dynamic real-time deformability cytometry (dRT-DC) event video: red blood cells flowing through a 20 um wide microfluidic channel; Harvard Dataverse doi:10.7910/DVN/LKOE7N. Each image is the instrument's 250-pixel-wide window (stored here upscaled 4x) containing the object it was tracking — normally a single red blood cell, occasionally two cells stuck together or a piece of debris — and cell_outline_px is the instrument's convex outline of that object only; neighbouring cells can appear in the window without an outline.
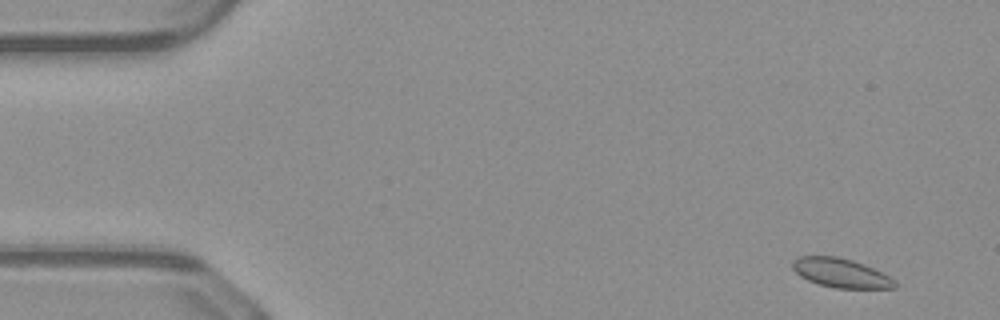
{"species": "common noctule bat (a hibernating species)", "species_latin": "Nyctalus noctula", "temperature_condition": "warm", "stored_images_in_passage": 41, "camera_frame_rate_fps": 3000, "um_per_image_px": 0.085, "animal": {"sex": "male", "body_mass_g": 23.1, "forearm_length_mm": 52.7}, "frame": {"image": 1, "passage_image": 3, "time_ms": 0.667, "image_size_px": [1000, 320], "cell_outline_px": [[896, 288], [836, 288], [816, 284], [800, 276], [792, 268], [792, 260], [800, 256], [836, 256], [852, 260], [864, 264], [896, 280]], "centroid_in_image_um": [71.44, 23.2], "position_along_channel_um": 13.6, "area_um2": 17.34}}
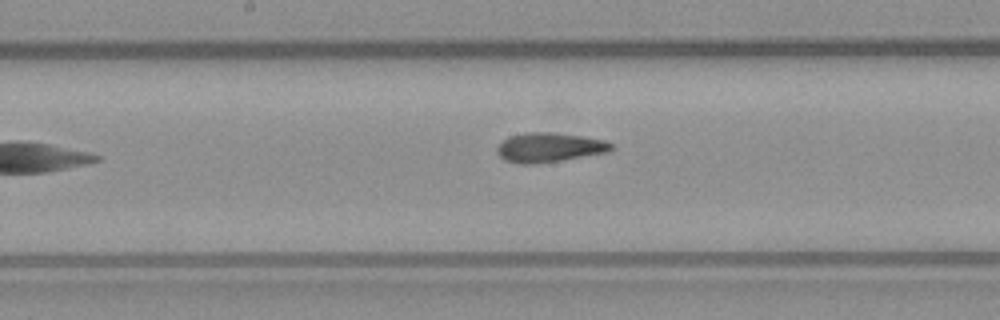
{"frame": {"image": 2, "passage_image": 19, "time_ms": 6.0, "image_size_px": [1000, 320], "cell_outline_px": [[612, 148], [608, 152], [560, 160], [532, 164], [520, 164], [504, 160], [496, 152], [496, 148], [508, 136], [524, 132], [552, 132], [580, 136], [604, 140], [612, 144]], "centroid_in_image_um": [46.64, 12.52], "position_along_channel_um": 201.6, "area_um2": 19.42}}
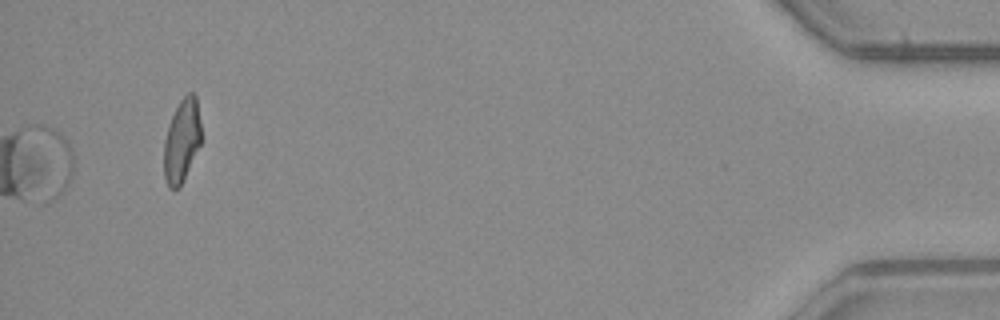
{"frame": {"image": 3, "passage_image": 41, "time_ms": 13.333, "image_size_px": [1000, 320], "cell_outline_px": [[200, 144], [184, 180], [180, 188], [168, 188], [164, 176], [164, 140], [168, 124], [180, 100], [188, 92], [192, 92], [196, 96], [200, 120]], "centroid_in_image_um": [15.44, 11.97], "position_along_channel_um": 419.8, "area_um2": 18.03}, "authors_computed_cell_mechanics": {"area_um2": 19.4208, "velocity_mm_per_s": 4.1233, "shape_relaxation_time_tau1_ms": 4.6527, "shape_relaxation_time_tau2_ms": 2.018, "deformation_change_tau1": 0.1628, "deformation_change_tau2": 0.1077}}